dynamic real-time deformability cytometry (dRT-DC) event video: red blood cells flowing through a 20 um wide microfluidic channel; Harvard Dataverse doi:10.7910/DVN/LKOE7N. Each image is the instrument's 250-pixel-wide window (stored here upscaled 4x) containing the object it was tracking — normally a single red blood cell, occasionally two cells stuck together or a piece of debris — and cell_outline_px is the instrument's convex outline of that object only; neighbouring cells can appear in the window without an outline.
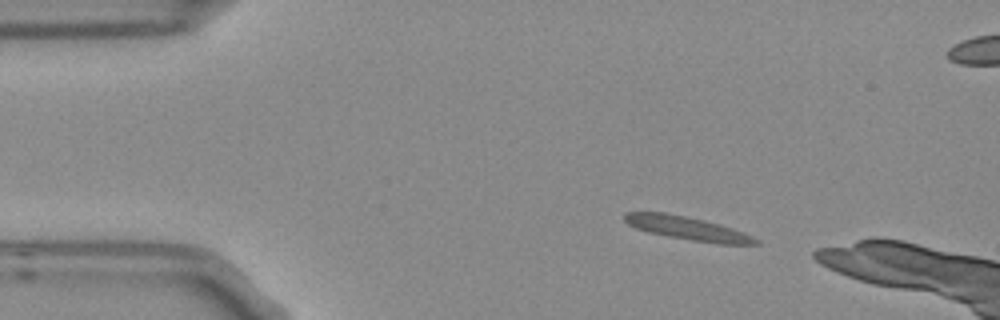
{"species": "Egyptian fruit bat (a non-hibernating species)", "species_latin": "Rousettus aegyptiacus", "temperature_condition": "room temperature", "stored_images_in_passage": 3, "camera_frame_rate_fps": 3000, "um_per_image_px": 0.085, "frame": {"image": 1, "passage_image": 1, "time_ms": 0.0, "image_size_px": [1000, 320], "cell_outline_px": [[760, 244], [720, 244], [692, 240], [668, 236], [648, 232], [636, 228], [628, 224], [624, 220], [624, 212], [664, 212], [704, 220], [732, 228], [752, 236], [760, 240]], "centroid_in_image_um": [58.42, 19.4], "position_along_channel_um": 26.6, "area_um2": 17.69}}